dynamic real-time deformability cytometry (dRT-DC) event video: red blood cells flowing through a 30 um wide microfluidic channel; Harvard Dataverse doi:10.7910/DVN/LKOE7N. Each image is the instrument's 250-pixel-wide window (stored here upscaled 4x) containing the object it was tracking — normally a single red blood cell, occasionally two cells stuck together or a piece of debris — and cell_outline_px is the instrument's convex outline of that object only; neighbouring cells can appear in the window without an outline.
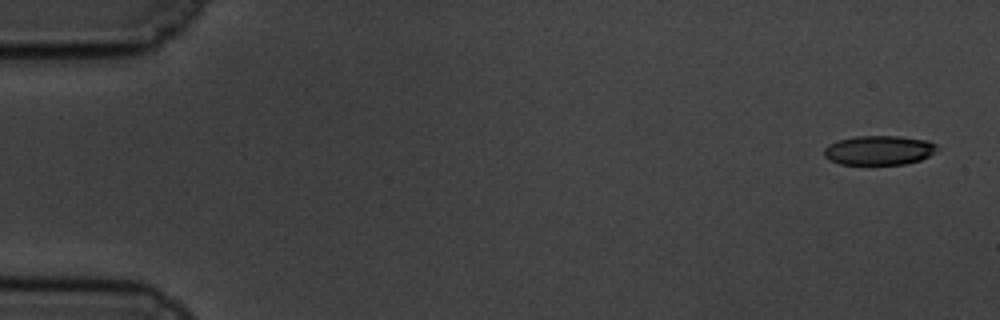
{"species": "common noctule bat (a hibernating species)", "species_latin": "Nyctalus noctula", "temperature_condition": "cold", "stored_images_in_passage": 11, "camera_frame_rate_fps": 3000, "um_per_image_px": 0.085, "animal": {"sex": "male", "body_mass_g": 19.5, "forearm_length_mm": 54.6}, "frame": {"image": 1, "passage_image": 1, "time_ms": 0.0, "image_size_px": [1000, 320], "cell_outline_px": [[936, 148], [928, 156], [920, 160], [904, 164], [840, 164], [828, 160], [824, 156], [824, 148], [828, 144], [840, 140], [856, 136], [900, 136], [928, 140], [936, 144]], "centroid_in_image_um": [74.68, 12.77], "position_along_channel_um": 10.3, "area_um2": 19.25}}